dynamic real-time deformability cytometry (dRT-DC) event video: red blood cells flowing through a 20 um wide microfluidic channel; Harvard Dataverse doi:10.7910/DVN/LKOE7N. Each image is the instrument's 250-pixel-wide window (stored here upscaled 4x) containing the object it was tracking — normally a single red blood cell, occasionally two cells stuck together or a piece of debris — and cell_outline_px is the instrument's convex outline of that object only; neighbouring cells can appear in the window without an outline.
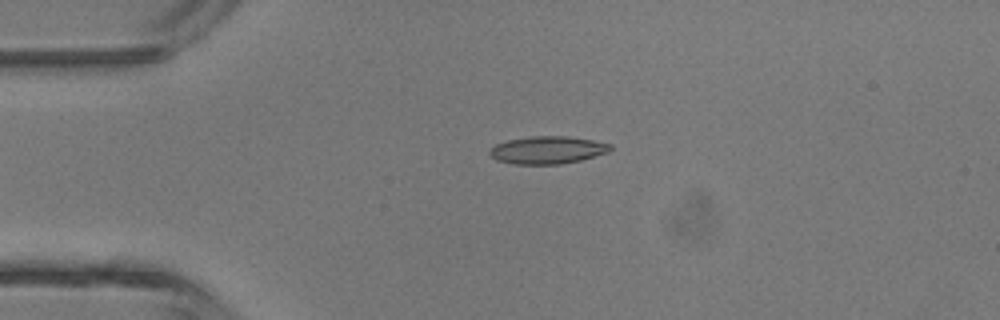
{"species": "common noctule bat (a hibernating species)", "species_latin": "Nyctalus noctula", "temperature_condition": "room temperature", "stored_images_in_passage": 5, "camera_frame_rate_fps": 3000, "um_per_image_px": 0.085, "animal": {"sex": "male", "body_mass_g": 13.3}, "frame": {"image": 1, "passage_image": 5, "time_ms": 5.667, "image_size_px": [1000, 320], "cell_outline_px": [[612, 148], [608, 152], [580, 160], [560, 164], [512, 164], [496, 160], [488, 152], [496, 144], [508, 140], [528, 136], [568, 136], [592, 140], [612, 144]], "centroid_in_image_um": [46.53, 12.75], "position_along_channel_um": 38.5, "area_um2": 19.36}}